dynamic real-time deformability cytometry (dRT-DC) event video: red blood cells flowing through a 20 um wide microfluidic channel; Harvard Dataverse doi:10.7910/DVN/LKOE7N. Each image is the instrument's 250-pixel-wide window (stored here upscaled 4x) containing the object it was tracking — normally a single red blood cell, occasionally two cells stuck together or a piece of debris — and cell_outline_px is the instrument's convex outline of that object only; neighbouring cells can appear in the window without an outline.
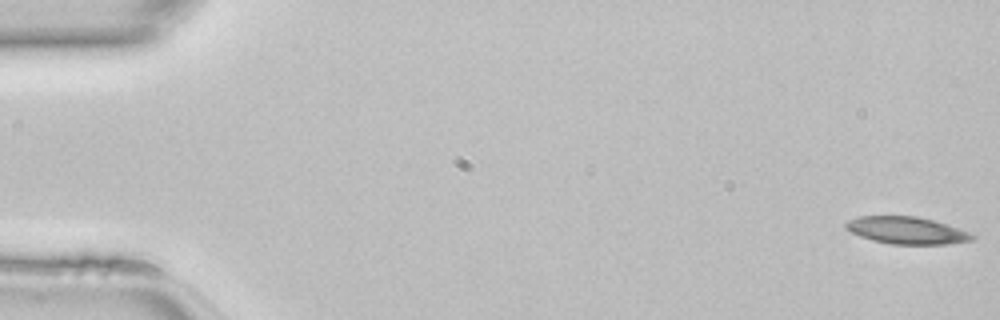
{"species": "common noctule bat (a hibernating species)", "species_latin": "Nyctalus noctula", "temperature_condition": "room temperature", "stored_images_in_passage": 48, "camera_frame_rate_fps": 3000, "um_per_image_px": 0.085, "animal": {"sex": "female", "body_mass_g": 22.7, "forearm_length_mm": 54.2}, "frame": {"image": 1, "passage_image": 1, "time_ms": 0.0, "image_size_px": [1000, 320], "cell_outline_px": [[976, 236], [972, 240], [948, 244], [892, 244], [872, 240], [860, 236], [844, 228], [844, 224], [848, 220], [860, 216], [916, 216], [936, 220], [948, 224], [968, 232]], "centroid_in_image_um": [77.07, 19.57], "position_along_channel_um": 7.9, "area_um2": 20.06}}
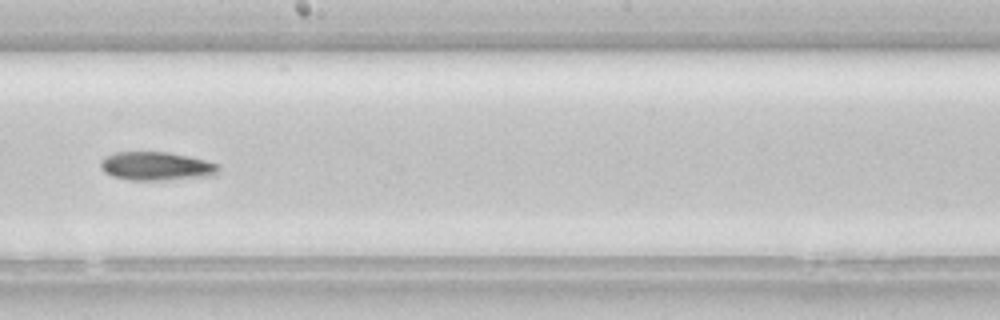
{"frame": {"image": 2, "passage_image": 27, "time_ms": 8.667, "image_size_px": [1000, 320], "cell_outline_px": [[220, 172], [212, 176], [160, 180], [128, 180], [112, 176], [104, 172], [100, 168], [100, 160], [104, 156], [112, 152], [168, 152], [188, 156], [220, 164]], "centroid_in_image_um": [13.27, 14.12], "position_along_channel_um": 234.9, "area_um2": 19.88}}
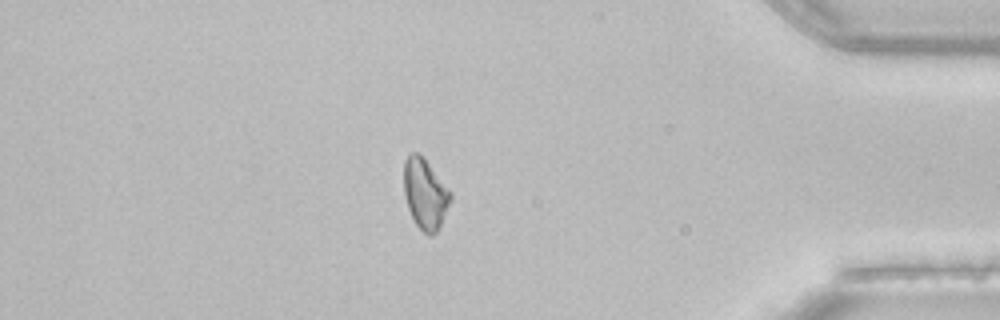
{"frame": {"image": 3, "passage_image": 41, "time_ms": 13.333, "image_size_px": [1000, 320], "cell_outline_px": [[452, 200], [436, 232], [432, 236], [428, 236], [416, 224], [408, 208], [404, 192], [404, 160], [412, 152], [420, 152], [452, 192]], "centroid_in_image_um": [36.15, 16.44], "position_along_channel_um": 399.1, "area_um2": 19.19}}